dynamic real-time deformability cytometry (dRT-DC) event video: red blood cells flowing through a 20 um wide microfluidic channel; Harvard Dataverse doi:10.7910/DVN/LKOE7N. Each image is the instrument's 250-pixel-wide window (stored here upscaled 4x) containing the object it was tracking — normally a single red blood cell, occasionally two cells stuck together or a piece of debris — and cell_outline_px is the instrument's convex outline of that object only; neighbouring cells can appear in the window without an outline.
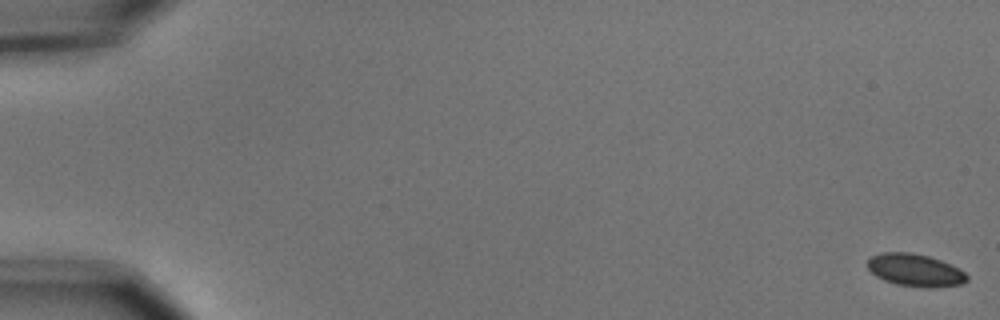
{"species": "common noctule bat (a hibernating species)", "species_latin": "Nyctalus noctula", "temperature_condition": "cold", "stored_images_in_passage": 6, "camera_frame_rate_fps": 3000, "um_per_image_px": 0.085, "animal": {"sex": "male", "body_mass_g": 15.6}, "frame": {"image": 1, "passage_image": 1, "time_ms": 0.0, "image_size_px": [1000, 320], "cell_outline_px": [[968, 280], [960, 284], [932, 288], [924, 288], [896, 284], [884, 280], [876, 276], [868, 268], [868, 260], [872, 256], [880, 252], [912, 252], [928, 256], [940, 260], [960, 268], [968, 276]], "centroid_in_image_um": [77.8, 22.96], "position_along_channel_um": 7.2, "area_um2": 18.9}}
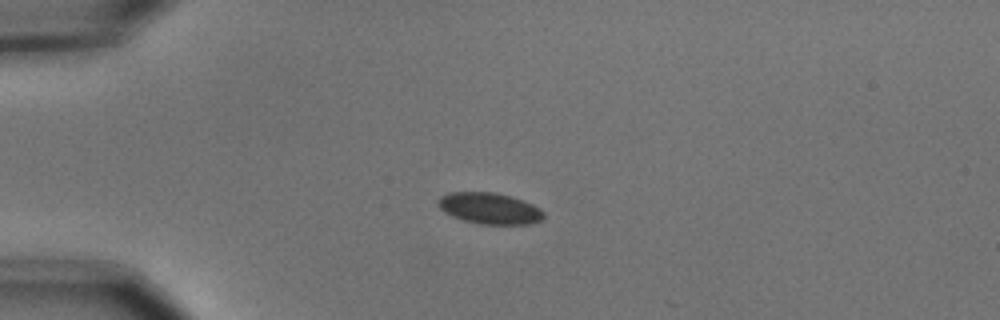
{"frame": {"image": 2, "passage_image": 5, "time_ms": 1.333, "image_size_px": [1000, 320], "cell_outline_px": [[544, 216], [540, 220], [532, 224], [480, 224], [464, 220], [452, 216], [444, 212], [436, 204], [436, 200], [440, 196], [448, 192], [496, 192], [532, 204], [540, 208], [544, 212]], "centroid_in_image_um": [41.57, 17.71], "position_along_channel_um": 43.4, "area_um2": 19.25}}